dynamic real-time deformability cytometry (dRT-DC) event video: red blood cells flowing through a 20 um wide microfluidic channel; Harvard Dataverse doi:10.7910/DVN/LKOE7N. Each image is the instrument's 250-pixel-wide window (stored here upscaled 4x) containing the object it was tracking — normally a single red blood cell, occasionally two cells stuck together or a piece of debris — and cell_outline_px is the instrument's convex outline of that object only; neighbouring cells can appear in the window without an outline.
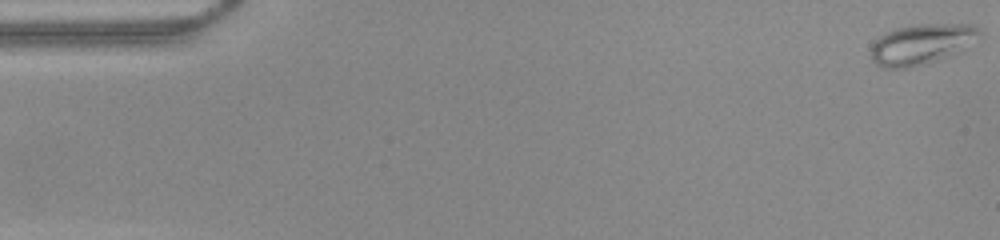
{"species": "common noctule bat (a hibernating species)", "species_latin": "Nyctalus noctula", "temperature_condition": "warm", "stored_images_in_passage": 51, "camera_frame_rate_fps": 3000, "um_per_image_px": 0.085, "animal": {"sex": "female", "body_mass_g": 22.0, "forearm_length_mm": 56.7}, "frame": {"image": 1, "passage_image": 1, "time_ms": 0.0, "image_size_px": [1000, 240], "cell_outline_px": [[980, 32], [964, 52], [952, 56], [912, 68], [880, 68], [872, 60], [872, 44], [880, 36], [896, 28], [920, 24], [972, 24], [980, 28]], "centroid_in_image_um": [78.36, 3.78], "position_along_channel_um": 6.6, "area_um2": 25.84}}
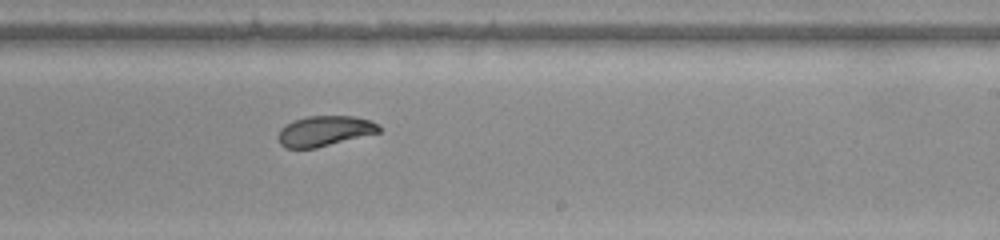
{"frame": {"image": 2, "passage_image": 31, "time_ms": 10.0, "image_size_px": [1000, 240], "cell_outline_px": [[380, 132], [316, 148], [288, 148], [280, 144], [280, 128], [292, 120], [308, 116], [352, 116], [368, 120], [380, 124]], "centroid_in_image_um": [27.6, 11.13], "position_along_channel_um": 261.4, "area_um2": 17.63}}
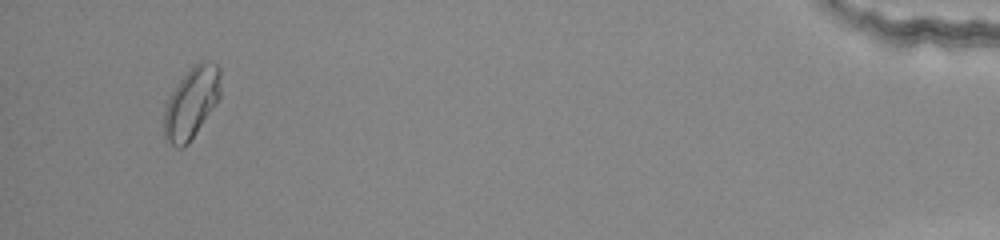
{"frame": {"image": 3, "passage_image": 49, "time_ms": 16.0, "image_size_px": [1000, 240], "cell_outline_px": [[220, 96], [216, 104], [188, 144], [180, 148], [176, 148], [164, 140], [164, 108], [172, 92], [180, 80], [200, 60], [208, 60], [216, 64], [220, 68]], "centroid_in_image_um": [16.27, 8.76], "position_along_channel_um": 418.9, "area_um2": 23.35}, "authors_computed_cell_mechanics": {"area_um2": 19.7676, "velocity_mm_per_s": 3.9432, "shape_relaxation_time_tau1_ms": 6.8595, "shape_relaxation_time_tau2_ms": 1.3548, "deformation_change_tau1": 0.1427, "deformation_change_tau2": 0.0565}}